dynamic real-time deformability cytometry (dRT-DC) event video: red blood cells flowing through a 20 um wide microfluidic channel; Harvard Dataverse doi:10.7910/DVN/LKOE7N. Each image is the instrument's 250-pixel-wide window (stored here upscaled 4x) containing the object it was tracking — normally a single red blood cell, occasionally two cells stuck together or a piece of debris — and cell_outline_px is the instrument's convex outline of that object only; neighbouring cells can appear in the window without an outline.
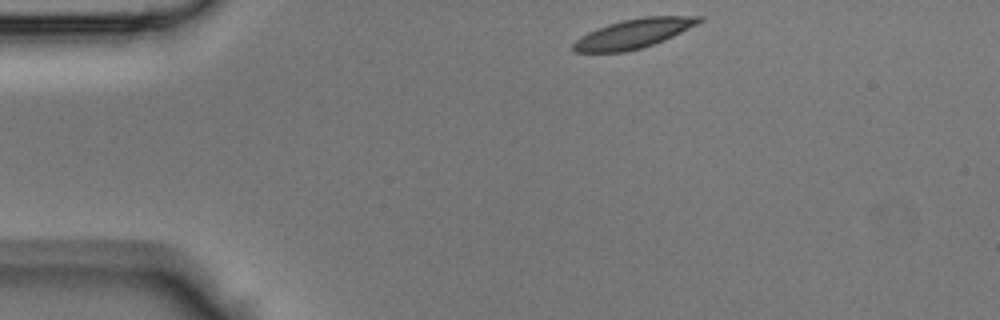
{"species": "Egyptian fruit bat (a non-hibernating species)", "species_latin": "Rousettus aegyptiacus", "temperature_condition": "room temperature", "stored_images_in_passage": 36, "camera_frame_rate_fps": 3000, "um_per_image_px": 0.085, "animal": {"sex": "male"}, "frame": {"image": 1, "passage_image": 1, "time_ms": 0.0, "image_size_px": [1000, 320], "cell_outline_px": [[704, 20], [664, 40], [640, 48], [624, 52], [576, 52], [572, 48], [572, 44], [576, 40], [588, 32], [608, 24], [624, 20], [644, 16], [704, 16]], "centroid_in_image_um": [53.85, 2.85], "position_along_channel_um": 31.1, "area_um2": 21.1}}
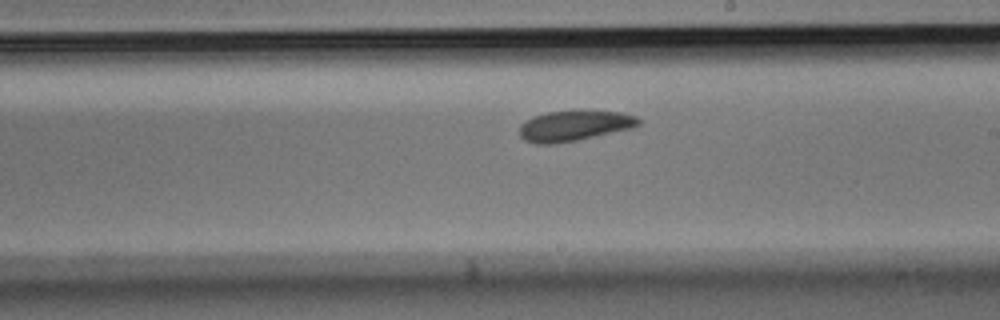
{"frame": {"image": 2, "passage_image": 18, "time_ms": 5.667, "image_size_px": [1000, 320], "cell_outline_px": [[640, 124], [632, 128], [576, 140], [556, 144], [536, 144], [524, 140], [520, 136], [520, 124], [524, 120], [532, 116], [544, 112], [584, 108], [620, 112], [636, 116], [640, 120]], "centroid_in_image_um": [48.79, 10.64], "position_along_channel_um": 240.2, "area_um2": 21.91}}
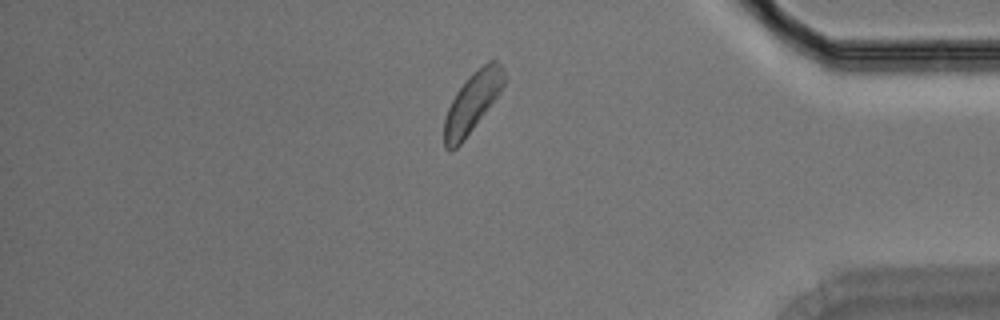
{"frame": {"image": 3, "passage_image": 30, "time_ms": 9.667, "image_size_px": [1000, 320], "cell_outline_px": [[504, 84], [500, 92], [464, 140], [456, 148], [444, 148], [444, 120], [448, 108], [456, 92], [468, 76], [472, 72], [488, 60], [496, 60], [500, 64], [504, 72]], "centroid_in_image_um": [40.14, 8.67], "position_along_channel_um": 395.1, "area_um2": 20.52}}